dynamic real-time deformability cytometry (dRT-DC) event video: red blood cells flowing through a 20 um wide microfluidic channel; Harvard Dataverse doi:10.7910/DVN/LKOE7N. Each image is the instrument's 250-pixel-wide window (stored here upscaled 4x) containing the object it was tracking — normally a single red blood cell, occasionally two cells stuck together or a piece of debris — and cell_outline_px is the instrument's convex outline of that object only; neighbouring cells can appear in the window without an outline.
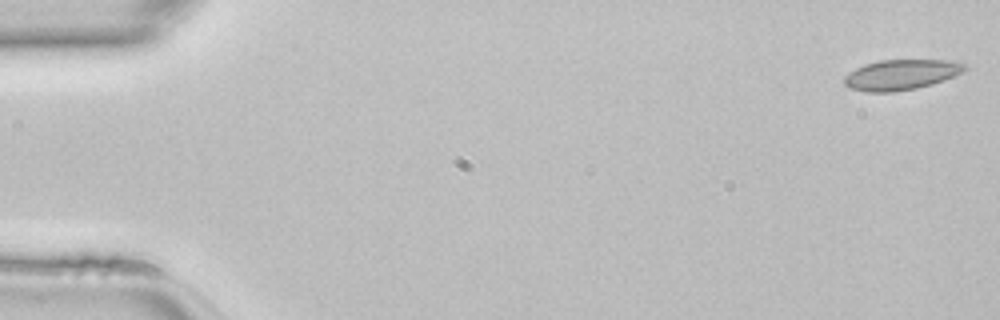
{"species": "common noctule bat (a hibernating species)", "species_latin": "Nyctalus noctula", "temperature_condition": "room temperature", "stored_images_in_passage": 16, "camera_frame_rate_fps": 3000, "um_per_image_px": 0.085, "animal": {"sex": "female", "body_mass_g": 22.7, "forearm_length_mm": 54.2}, "frame": {"image": 1, "passage_image": 1, "time_ms": 0.0, "image_size_px": [1000, 320], "cell_outline_px": [[968, 68], [944, 80], [932, 84], [916, 88], [892, 92], [864, 92], [848, 88], [844, 84], [844, 76], [856, 68], [864, 64], [880, 60], [948, 60], [964, 64]], "centroid_in_image_um": [76.53, 6.35], "position_along_channel_um": 8.5, "area_um2": 21.21}}
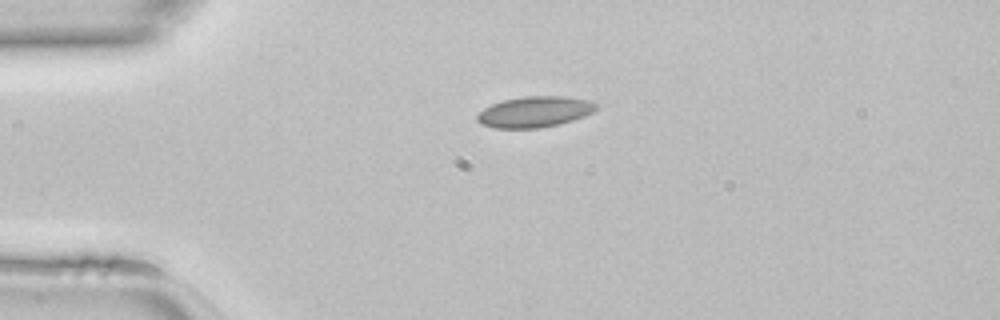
{"frame": {"image": 2, "passage_image": 11, "time_ms": 3.333, "image_size_px": [1000, 320], "cell_outline_px": [[596, 108], [592, 112], [584, 116], [560, 124], [536, 128], [492, 128], [480, 124], [476, 120], [476, 116], [484, 108], [492, 104], [504, 100], [524, 96], [564, 96], [588, 100], [596, 104]], "centroid_in_image_um": [45.4, 9.51], "position_along_channel_um": 39.6, "area_um2": 21.33}}